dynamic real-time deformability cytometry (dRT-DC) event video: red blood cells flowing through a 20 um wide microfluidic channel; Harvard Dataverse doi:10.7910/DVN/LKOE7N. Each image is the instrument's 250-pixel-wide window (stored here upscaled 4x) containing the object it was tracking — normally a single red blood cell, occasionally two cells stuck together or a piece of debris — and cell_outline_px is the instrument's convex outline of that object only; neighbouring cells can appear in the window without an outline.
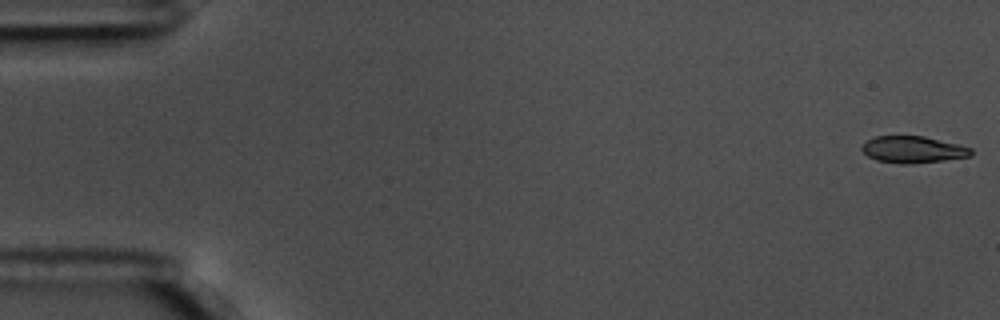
{"species": "common noctule bat (a hibernating species)", "species_latin": "Nyctalus noctula", "temperature_condition": "warm", "stored_images_in_passage": 10, "camera_frame_rate_fps": 3000, "um_per_image_px": 0.085, "animal": {"sex": "male", "body_mass_g": 17.5, "forearm_length_mm": 52.3}, "frame": {"image": 1, "passage_image": 1, "time_ms": 0.0, "image_size_px": [1000, 320], "cell_outline_px": [[972, 156], [944, 160], [908, 164], [900, 164], [876, 160], [868, 156], [860, 148], [868, 140], [876, 136], [924, 136], [972, 148]], "centroid_in_image_um": [77.6, 12.72], "position_along_channel_um": 7.4, "area_um2": 16.88}}